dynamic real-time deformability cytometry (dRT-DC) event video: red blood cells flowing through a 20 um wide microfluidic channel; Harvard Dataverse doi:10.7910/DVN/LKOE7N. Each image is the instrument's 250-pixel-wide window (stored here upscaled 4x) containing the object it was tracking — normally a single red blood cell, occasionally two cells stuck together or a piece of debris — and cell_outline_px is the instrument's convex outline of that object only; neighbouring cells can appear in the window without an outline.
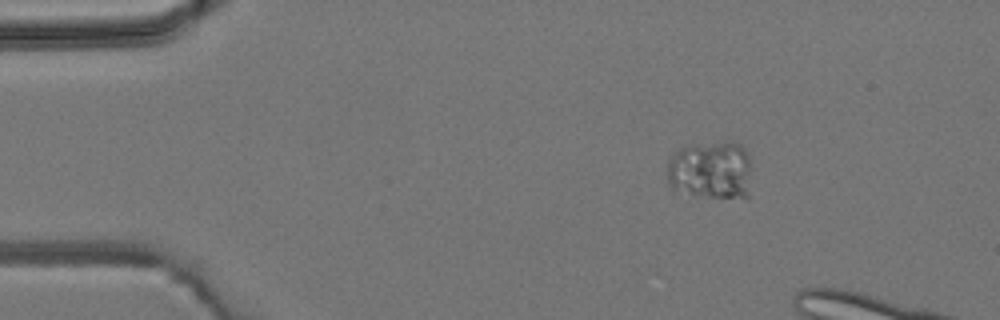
{"species": "common noctule bat (a hibernating species)", "species_latin": "Nyctalus noctula", "temperature_condition": "room temperature", "stored_images_in_passage": 5, "camera_frame_rate_fps": 3000, "um_per_image_px": 0.085, "animal": {"sex": "male", "body_mass_g": 19.2, "forearm_length_mm": 51.8}, "frame": {"image": 1, "passage_image": 2, "time_ms": 1.0, "image_size_px": [1000, 320], "cell_outline_px": [[748, 196], [692, 196], [672, 188], [668, 184], [668, 160], [684, 144], [724, 140], [732, 140], [740, 144], [744, 148], [748, 156]], "centroid_in_image_um": [60.35, 14.39], "position_along_channel_um": 24.6, "area_um2": 28.9}}